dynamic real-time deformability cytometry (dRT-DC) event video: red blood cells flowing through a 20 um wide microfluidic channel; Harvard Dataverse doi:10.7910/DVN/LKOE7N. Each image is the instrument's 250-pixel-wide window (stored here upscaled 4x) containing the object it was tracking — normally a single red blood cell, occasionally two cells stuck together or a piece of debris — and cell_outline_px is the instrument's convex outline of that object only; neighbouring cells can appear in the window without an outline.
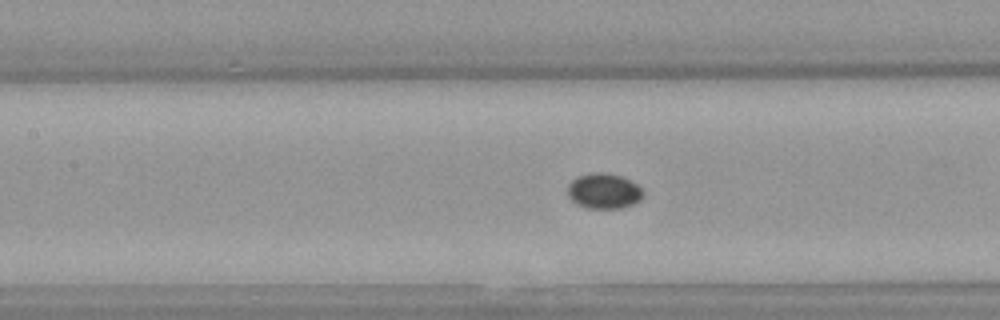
{"species": "Egyptian fruit bat (a non-hibernating species)", "species_latin": "Rousettus aegyptiacus", "temperature_condition": "warm", "stored_images_in_passage": 42, "camera_frame_rate_fps": 3000, "um_per_image_px": 0.085, "animal": {"sex": "female"}, "frame": {"image": 1, "passage_image": 13, "time_ms": 4.0, "image_size_px": [1000, 320], "cell_outline_px": [[644, 192], [640, 200], [632, 204], [620, 208], [588, 208], [576, 204], [568, 196], [568, 184], [576, 176], [592, 172], [604, 172], [620, 176], [636, 184]], "centroid_in_image_um": [51.29, 16.23], "position_along_channel_um": 156.1, "area_um2": 15.49}}
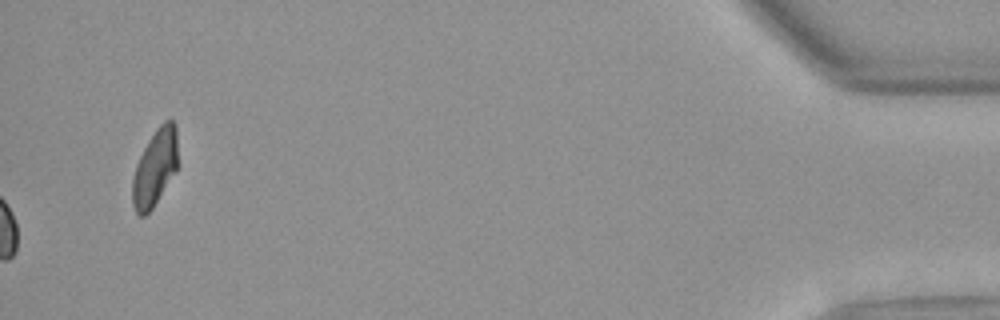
{"frame": {"image": 2, "passage_image": 42, "time_ms": 13.667, "image_size_px": [1000, 320], "cell_outline_px": [[180, 164], [152, 208], [144, 216], [140, 216], [136, 212], [132, 204], [132, 180], [136, 164], [148, 140], [156, 128], [164, 120], [172, 120], [176, 124]], "centroid_in_image_um": [13.21, 14.2], "position_along_channel_um": 422.0, "area_um2": 20.63}}